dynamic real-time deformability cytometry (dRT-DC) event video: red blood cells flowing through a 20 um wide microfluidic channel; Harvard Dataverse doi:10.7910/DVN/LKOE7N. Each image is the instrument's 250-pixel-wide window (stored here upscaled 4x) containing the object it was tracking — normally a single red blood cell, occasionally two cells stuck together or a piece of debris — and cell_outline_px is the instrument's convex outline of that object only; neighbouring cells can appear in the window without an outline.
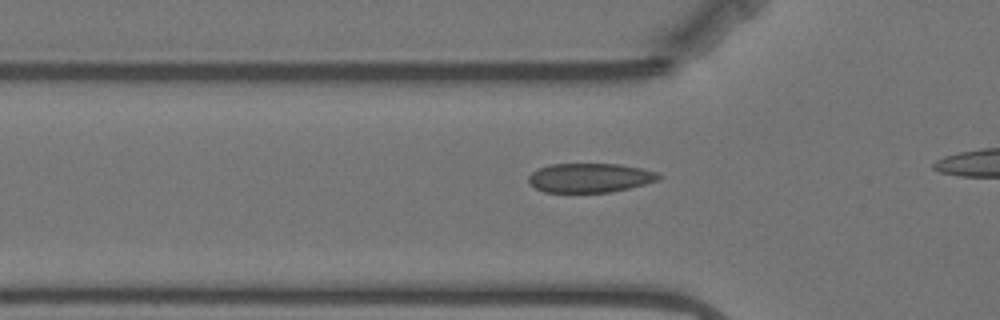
{"species": "Egyptian fruit bat (a non-hibernating species)", "species_latin": "Rousettus aegyptiacus", "temperature_condition": "warm", "stored_images_in_passage": 15, "camera_frame_rate_fps": 3000, "um_per_image_px": 0.085, "animal": {"sex": "female"}, "frame": {"image": 1, "passage_image": 9, "time_ms": 2.667, "image_size_px": [1000, 320], "cell_outline_px": [[664, 176], [660, 180], [612, 192], [544, 192], [536, 188], [528, 180], [528, 176], [532, 172], [540, 168], [552, 164], [620, 164], [640, 168], [656, 172]], "centroid_in_image_um": [50.18, 15.11], "position_along_channel_um": 75.6, "area_um2": 22.08}}
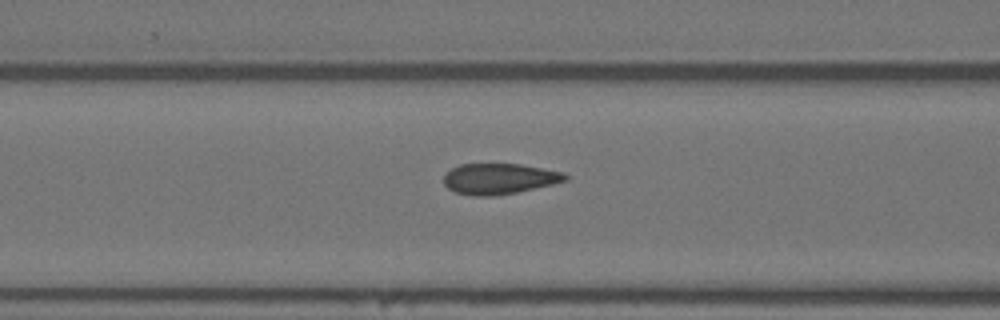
{"frame": {"image": 2, "passage_image": 13, "time_ms": 4.0, "image_size_px": [1000, 320], "cell_outline_px": [[568, 180], [552, 184], [516, 192], [492, 196], [472, 196], [456, 192], [448, 188], [444, 184], [444, 176], [452, 168], [460, 164], [520, 164], [564, 172], [568, 176]], "centroid_in_image_um": [42.44, 15.19], "position_along_channel_um": 124.2, "area_um2": 21.62}}